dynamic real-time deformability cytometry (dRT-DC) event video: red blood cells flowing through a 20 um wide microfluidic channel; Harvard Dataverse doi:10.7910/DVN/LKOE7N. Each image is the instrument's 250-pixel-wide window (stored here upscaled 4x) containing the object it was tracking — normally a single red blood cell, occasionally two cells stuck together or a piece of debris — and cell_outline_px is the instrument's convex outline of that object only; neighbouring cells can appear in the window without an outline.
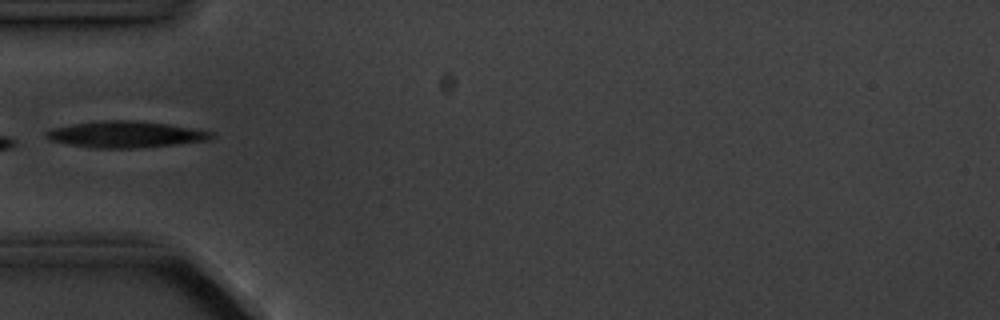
{"species": "common noctule bat (a hibernating species)", "species_latin": "Nyctalus noctula", "temperature_condition": "cold", "stored_images_in_passage": 6, "camera_frame_rate_fps": 3000, "um_per_image_px": 0.085, "animal": {"sex": "male", "body_mass_g": 20.1, "forearm_length_mm": 53.5}, "frame": {"image": 1, "passage_image": 6, "time_ms": 5.667, "image_size_px": [1000, 320], "cell_outline_px": [[216, 136], [208, 140], [176, 144], [136, 148], [92, 148], [68, 144], [48, 140], [44, 136], [44, 132], [52, 128], [72, 124], [100, 120], [136, 120], [168, 124], [216, 132]], "centroid_in_image_um": [10.66, 11.42], "position_along_channel_um": 74.3, "area_um2": 25.66}}